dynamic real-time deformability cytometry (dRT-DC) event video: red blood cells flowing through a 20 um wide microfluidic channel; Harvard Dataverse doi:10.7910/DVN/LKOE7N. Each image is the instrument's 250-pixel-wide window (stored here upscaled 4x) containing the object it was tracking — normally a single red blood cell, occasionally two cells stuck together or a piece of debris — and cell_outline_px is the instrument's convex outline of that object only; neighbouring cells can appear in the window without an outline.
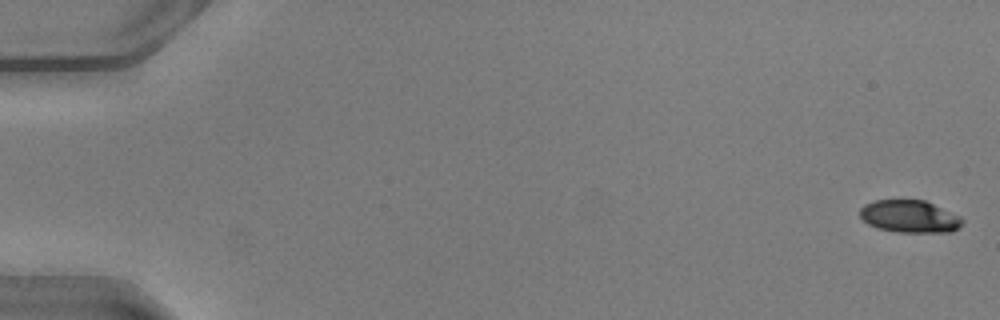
{"species": "common noctule bat (a hibernating species)", "species_latin": "Nyctalus noctula", "temperature_condition": "warm", "stored_images_in_passage": 20, "camera_frame_rate_fps": 3000, "um_per_image_px": 0.085, "animal": {"sex": "male", "body_mass_g": 20.5, "forearm_length_mm": 52.5}, "frame": {"image": 1, "passage_image": 1, "time_ms": 0.0, "image_size_px": [1000, 320], "cell_outline_px": [[964, 220], [960, 228], [952, 232], [896, 232], [876, 228], [868, 224], [860, 216], [860, 208], [864, 204], [876, 200], [924, 200], [960, 216]], "centroid_in_image_um": [77.32, 18.41], "position_along_channel_um": 7.7, "area_um2": 19.42}}